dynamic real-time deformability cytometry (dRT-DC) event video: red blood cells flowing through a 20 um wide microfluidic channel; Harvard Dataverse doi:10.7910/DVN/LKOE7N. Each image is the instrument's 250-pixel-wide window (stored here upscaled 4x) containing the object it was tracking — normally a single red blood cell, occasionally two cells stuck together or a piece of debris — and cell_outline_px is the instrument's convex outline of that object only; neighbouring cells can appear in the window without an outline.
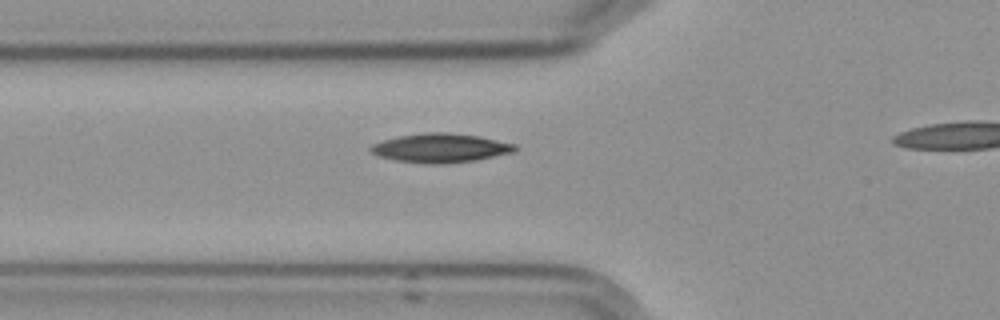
{"species": "Egyptian fruit bat (a non-hibernating species)", "species_latin": "Rousettus aegyptiacus", "temperature_condition": "cold", "stored_images_in_passage": 3, "segment_of_instrument_passage": [1, 2], "camera_frame_rate_fps": 3000, "um_per_image_px": 0.085, "frame": {"image": 1, "passage_image": 2, "time_ms": 1.0, "image_size_px": [1000, 320], "cell_outline_px": [[516, 148], [512, 152], [476, 160], [440, 164], [424, 164], [396, 160], [380, 156], [372, 152], [368, 148], [372, 144], [384, 140], [400, 136], [424, 132], [448, 132], [480, 136], [516, 144]], "centroid_in_image_um": [37.44, 12.57], "position_along_channel_um": 88.4, "area_um2": 24.28}}